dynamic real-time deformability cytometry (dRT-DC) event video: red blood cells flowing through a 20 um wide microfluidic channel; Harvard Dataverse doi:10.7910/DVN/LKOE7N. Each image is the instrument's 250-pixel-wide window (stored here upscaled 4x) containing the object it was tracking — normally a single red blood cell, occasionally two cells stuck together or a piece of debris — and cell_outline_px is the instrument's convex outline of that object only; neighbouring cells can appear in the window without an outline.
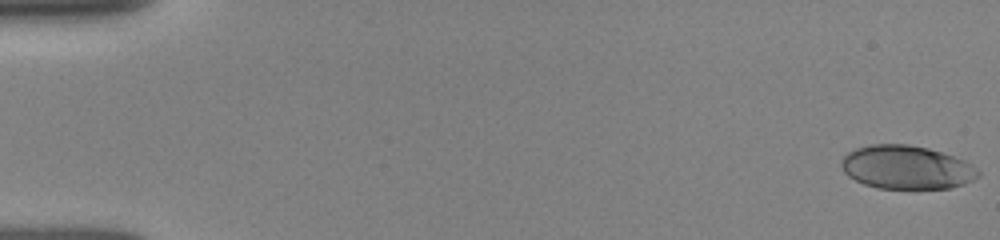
{"species": "human", "species_latin": "Homo sapiens", "temperature_condition": "room temperature", "stored_images_in_passage": 51, "camera_frame_rate_fps": 3000, "um_per_image_px": 0.085, "donor": {"sex": "female"}, "frame": {"image": 1, "passage_image": 1, "time_ms": 0.0, "image_size_px": [1000, 240], "cell_outline_px": [[980, 176], [964, 184], [948, 188], [876, 188], [864, 184], [848, 176], [844, 172], [840, 164], [844, 156], [848, 152], [856, 148], [872, 144], [908, 144], [928, 148], [964, 160], [972, 164], [980, 172]], "centroid_in_image_um": [77.05, 14.22], "position_along_channel_um": 8.0, "area_um2": 34.62}}
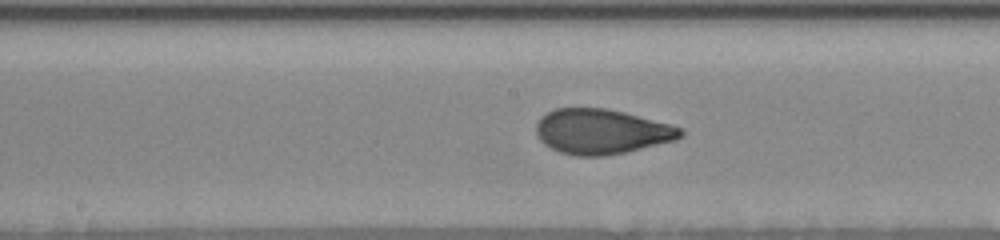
{"frame": {"image": 2, "passage_image": 27, "time_ms": 8.667, "image_size_px": [1000, 240], "cell_outline_px": [[684, 136], [676, 140], [624, 152], [604, 156], [576, 156], [560, 152], [544, 144], [536, 136], [536, 124], [540, 116], [556, 108], [608, 108], [624, 112], [668, 124], [680, 128], [684, 132]], "centroid_in_image_um": [51.09, 11.18], "position_along_channel_um": 197.1, "area_um2": 37.74}}
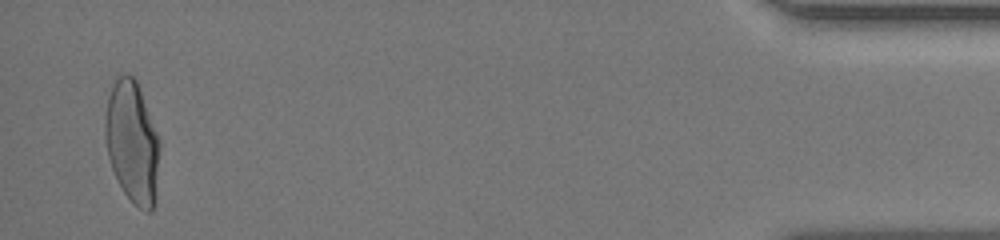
{"frame": {"image": 3, "passage_image": 50, "time_ms": 16.333, "image_size_px": [1000, 240], "cell_outline_px": [[160, 148], [156, 204], [152, 212], [144, 212], [124, 192], [112, 168], [108, 156], [104, 136], [104, 116], [108, 96], [116, 80], [120, 76], [132, 76], [136, 80], [160, 144]], "centroid_in_image_um": [11.24, 12.16], "position_along_channel_um": 424.0, "area_um2": 38.38}, "authors_computed_cell_mechanics": {"area_um2": 37.3388, "velocity_mm_per_s": 3.9443, "shape_relaxation_time_tau1_ms": 4.5135, "shape_relaxation_time_tau2_ms": 0.7101, "deformation_change_tau1": 0.1958, "deformation_change_tau2": 0.0682}}